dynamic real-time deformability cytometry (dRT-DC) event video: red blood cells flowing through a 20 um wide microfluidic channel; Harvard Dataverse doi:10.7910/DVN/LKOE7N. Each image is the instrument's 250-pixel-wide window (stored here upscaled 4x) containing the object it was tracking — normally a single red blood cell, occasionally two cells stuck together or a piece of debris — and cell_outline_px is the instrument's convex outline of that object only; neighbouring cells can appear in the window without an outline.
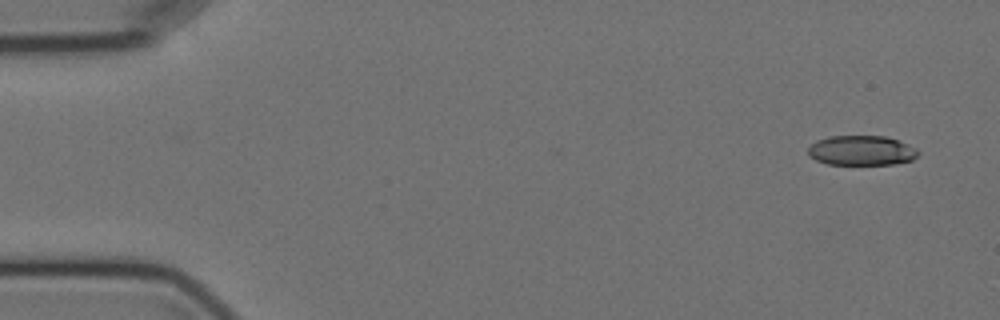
{"species": "Egyptian fruit bat (a non-hibernating species)", "species_latin": "Rousettus aegyptiacus", "temperature_condition": "cold", "stored_images_in_passage": 5, "camera_frame_rate_fps": 3000, "um_per_image_px": 0.085, "animal": {"sex": "female"}, "frame": {"image": 1, "passage_image": 1, "time_ms": 0.0, "image_size_px": [1000, 320], "cell_outline_px": [[920, 152], [912, 160], [892, 164], [828, 164], [816, 160], [808, 156], [808, 148], [816, 140], [828, 136], [884, 136], [896, 140], [916, 148]], "centroid_in_image_um": [73.19, 12.79], "position_along_channel_um": 11.8, "area_um2": 19.02}}
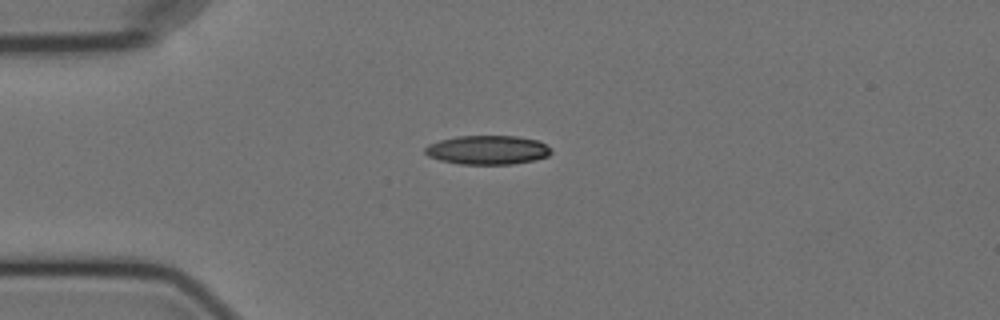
{"frame": {"image": 2, "passage_image": 4, "time_ms": 3.667, "image_size_px": [1000, 320], "cell_outline_px": [[552, 152], [548, 156], [536, 160], [512, 164], [460, 164], [440, 160], [428, 156], [424, 152], [424, 148], [428, 144], [440, 140], [456, 136], [516, 136], [540, 140], [552, 148]], "centroid_in_image_um": [41.47, 12.74], "position_along_channel_um": 43.5, "area_um2": 21.56}}